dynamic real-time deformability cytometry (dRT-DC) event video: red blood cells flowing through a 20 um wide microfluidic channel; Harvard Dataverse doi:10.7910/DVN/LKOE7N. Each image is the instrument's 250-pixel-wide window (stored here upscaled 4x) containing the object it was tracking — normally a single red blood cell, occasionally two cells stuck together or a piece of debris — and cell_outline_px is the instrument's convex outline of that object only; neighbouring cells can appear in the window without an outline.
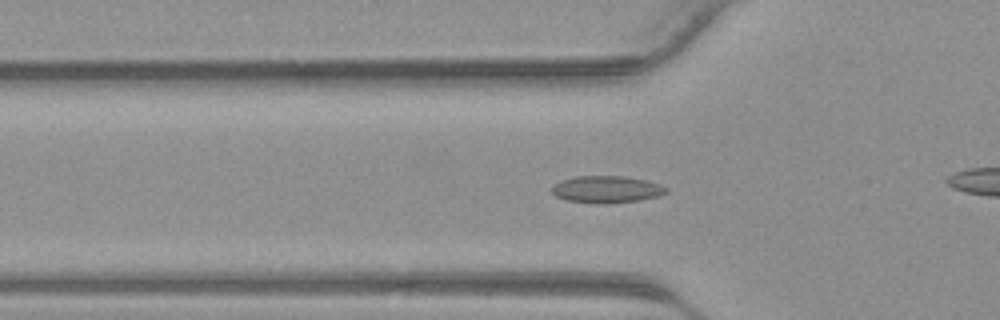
{"species": "common noctule bat (a hibernating species)", "species_latin": "Nyctalus noctula", "temperature_condition": "warm", "stored_images_in_passage": 42, "camera_frame_rate_fps": 3000, "um_per_image_px": 0.085, "animal": {"sex": "male", "body_mass_g": 23.1, "forearm_length_mm": 52.7}, "frame": {"image": 1, "passage_image": 14, "time_ms": 4.333, "image_size_px": [1000, 320], "cell_outline_px": [[668, 192], [660, 196], [640, 200], [604, 204], [596, 204], [568, 200], [556, 196], [552, 192], [552, 184], [560, 180], [576, 176], [624, 176], [648, 180], [660, 184], [668, 188]], "centroid_in_image_um": [51.58, 16.09], "position_along_channel_um": 74.2, "area_um2": 18.26}}
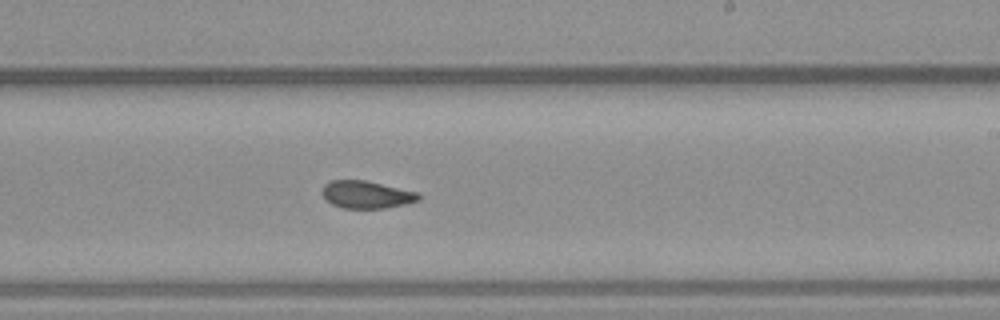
{"frame": {"image": 2, "passage_image": 25, "time_ms": 8.0, "image_size_px": [1000, 320], "cell_outline_px": [[420, 200], [404, 204], [384, 208], [344, 208], [332, 204], [320, 192], [320, 188], [324, 184], [332, 180], [368, 180], [420, 192]], "centroid_in_image_um": [31.16, 16.52], "position_along_channel_um": 257.8, "area_um2": 15.66}}
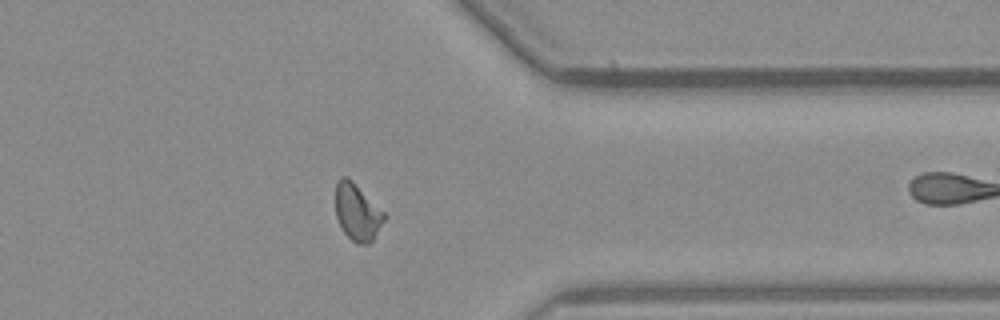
{"frame": {"image": 3, "passage_image": 33, "time_ms": 10.667, "image_size_px": [1000, 320], "cell_outline_px": [[388, 216], [372, 240], [368, 244], [356, 244], [344, 232], [336, 216], [336, 180], [340, 176], [348, 176]], "centroid_in_image_um": [30.37, 18.02], "position_along_channel_um": 381.0, "area_um2": 16.13}}